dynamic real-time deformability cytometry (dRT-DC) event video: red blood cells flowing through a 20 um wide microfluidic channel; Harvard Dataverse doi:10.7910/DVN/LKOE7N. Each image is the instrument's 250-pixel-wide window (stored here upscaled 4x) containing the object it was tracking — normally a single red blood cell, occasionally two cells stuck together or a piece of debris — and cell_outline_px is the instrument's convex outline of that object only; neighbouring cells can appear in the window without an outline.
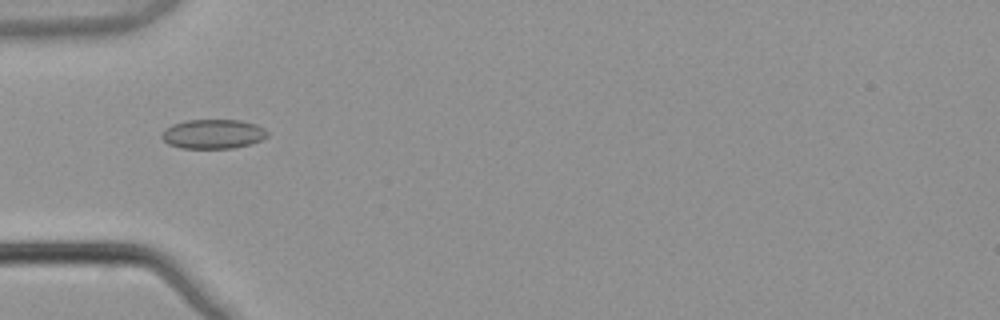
{"species": "common noctule bat (a hibernating species)", "species_latin": "Nyctalus noctula", "temperature_condition": "warm", "stored_images_in_passage": 4, "camera_frame_rate_fps": 3000, "um_per_image_px": 0.085, "animal": {"sex": "male", "body_mass_g": 21.5, "forearm_length_mm": 52.0}, "frame": {"image": 1, "passage_image": 4, "time_ms": 1.0, "image_size_px": [1000, 320], "cell_outline_px": [[268, 136], [260, 140], [248, 144], [232, 148], [180, 148], [168, 144], [160, 136], [172, 124], [188, 120], [240, 120], [256, 124], [264, 128], [268, 132]], "centroid_in_image_um": [18.12, 11.39], "position_along_channel_um": 66.9, "area_um2": 17.92}}